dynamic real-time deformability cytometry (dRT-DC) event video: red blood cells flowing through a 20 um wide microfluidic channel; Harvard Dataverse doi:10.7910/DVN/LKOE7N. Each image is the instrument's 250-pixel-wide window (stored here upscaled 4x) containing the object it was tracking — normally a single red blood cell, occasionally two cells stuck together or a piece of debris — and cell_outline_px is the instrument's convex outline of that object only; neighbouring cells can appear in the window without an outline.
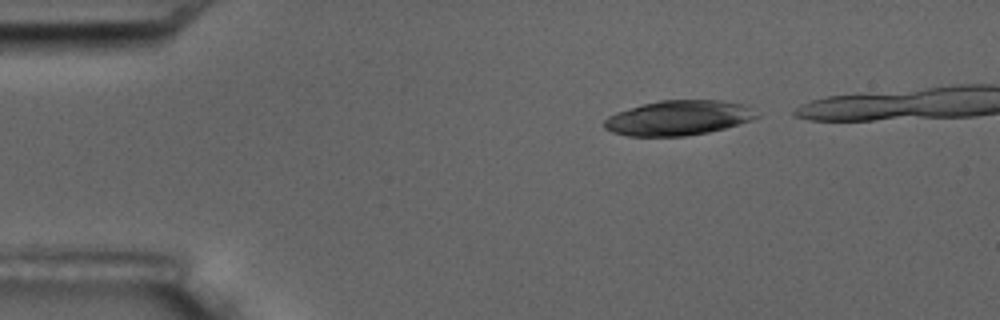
{"species": "common noctule bat (a hibernating species)", "species_latin": "Nyctalus noctula", "temperature_condition": "room temperature", "stored_images_in_passage": 4, "camera_frame_rate_fps": 3000, "um_per_image_px": 0.085, "animal": {"sex": "male", "body_mass_g": 17.5, "forearm_length_mm": 52.3}, "frame": {"image": 1, "passage_image": 1, "time_ms": 0.0, "image_size_px": [1000, 320], "cell_outline_px": [[760, 116], [752, 120], [724, 128], [708, 132], [684, 136], [628, 136], [612, 132], [604, 128], [604, 120], [608, 116], [616, 112], [644, 104], [660, 100], [720, 100], [740, 104], [748, 108]], "centroid_in_image_um": [57.62, 10.03], "position_along_channel_um": 27.4, "area_um2": 30.63}}